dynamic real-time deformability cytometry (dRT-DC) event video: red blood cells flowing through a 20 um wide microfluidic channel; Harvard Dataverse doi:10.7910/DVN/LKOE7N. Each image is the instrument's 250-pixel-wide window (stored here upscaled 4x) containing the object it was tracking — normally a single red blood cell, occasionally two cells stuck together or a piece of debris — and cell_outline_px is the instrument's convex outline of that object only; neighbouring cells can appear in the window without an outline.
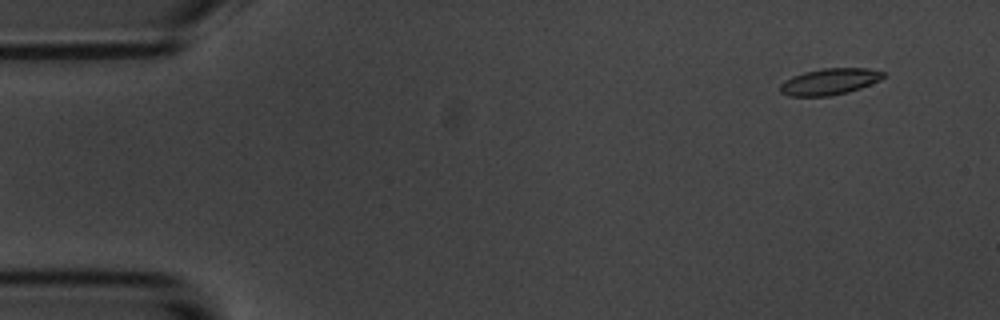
{"species": "common noctule bat (a hibernating species)", "species_latin": "Nyctalus noctula", "temperature_condition": "room temperature", "stored_images_in_passage": 54, "camera_frame_rate_fps": 3000, "um_per_image_px": 0.085, "animal": {"sex": "male", "body_mass_g": 20.1, "forearm_length_mm": 53.5}, "frame": {"image": 1, "passage_image": 2, "time_ms": 0.333, "image_size_px": [1000, 320], "cell_outline_px": [[884, 76], [880, 80], [860, 88], [848, 92], [828, 96], [788, 96], [780, 92], [780, 84], [792, 76], [804, 72], [824, 68], [868, 68], [884, 72]], "centroid_in_image_um": [70.5, 6.93], "position_along_channel_um": 14.5, "area_um2": 15.78}}
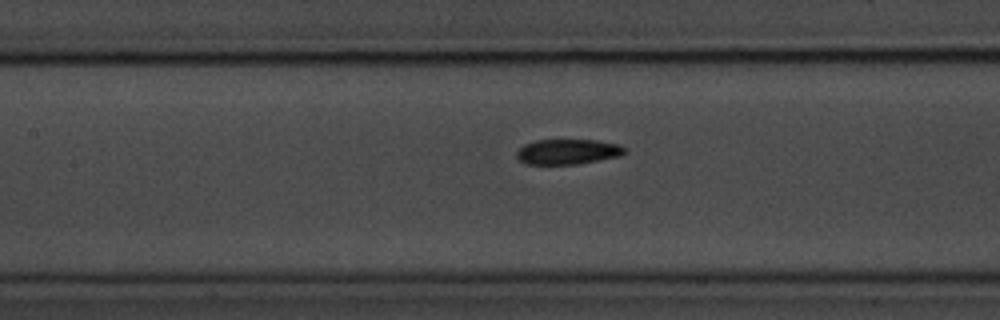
{"frame": {"image": 2, "passage_image": 23, "time_ms": 7.333, "image_size_px": [1000, 320], "cell_outline_px": [[628, 148], [620, 156], [576, 164], [528, 164], [520, 160], [516, 156], [516, 152], [524, 144], [536, 140], [596, 140], [620, 144]], "centroid_in_image_um": [48.28, 12.89], "position_along_channel_um": 159.1, "area_um2": 15.84}}
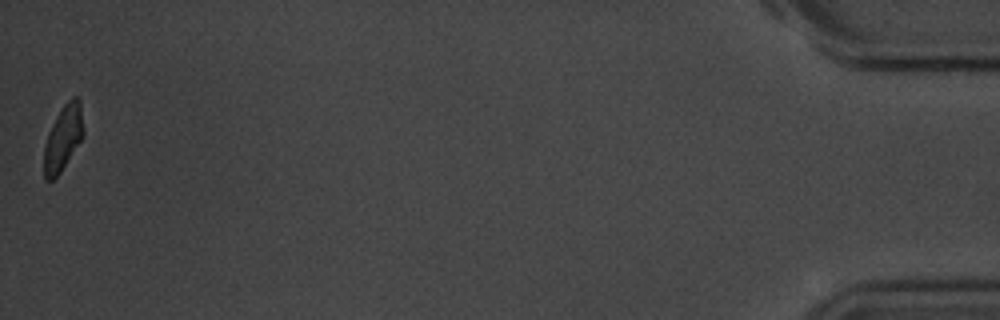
{"frame": {"image": 3, "passage_image": 54, "time_ms": 17.667, "image_size_px": [1000, 320], "cell_outline_px": [[84, 132], [80, 140], [60, 172], [52, 180], [44, 180], [44, 148], [48, 132], [56, 116], [64, 104], [72, 96], [76, 96], [80, 100], [84, 128]], "centroid_in_image_um": [5.36, 11.69], "position_along_channel_um": 429.8, "area_um2": 14.8}, "authors_computed_cell_mechanics": {"area_um2": 16.0973, "velocity_mm_per_s": 3.5541, "shape_relaxation_time_tau1_ms": 3.8645, "shape_relaxation_time_tau2_ms": 3.5111, "deformation_change_tau1": 0.119, "deformation_change_tau2": 0.0845}}